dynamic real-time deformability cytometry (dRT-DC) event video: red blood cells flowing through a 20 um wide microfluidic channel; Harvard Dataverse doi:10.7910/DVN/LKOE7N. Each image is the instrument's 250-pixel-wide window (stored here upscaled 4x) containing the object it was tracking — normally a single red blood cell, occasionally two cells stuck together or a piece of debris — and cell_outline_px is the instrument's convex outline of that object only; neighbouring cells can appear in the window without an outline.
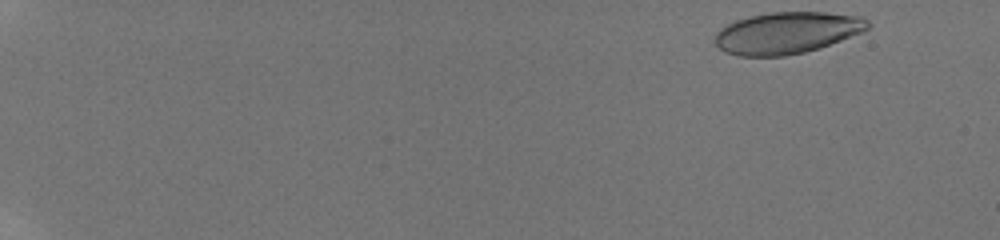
{"species": "human", "species_latin": "Homo sapiens", "temperature_condition": "room temperature", "stored_images_in_passage": 35, "camera_frame_rate_fps": 3000, "um_per_image_px": 0.085, "donor": {"sex": "male"}, "frame": {"image": 1, "passage_image": 1, "time_ms": 0.0, "image_size_px": [1000, 240], "cell_outline_px": [[872, 24], [864, 32], [820, 48], [804, 52], [784, 56], [740, 56], [724, 52], [716, 44], [716, 32], [720, 28], [736, 20], [752, 16], [772, 12], [824, 12], [860, 16], [868, 20]], "centroid_in_image_um": [66.93, 2.79], "position_along_channel_um": 18.1, "area_um2": 37.17}}
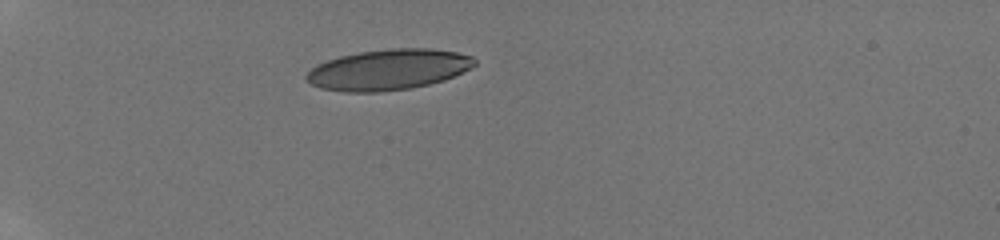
{"frame": {"image": 2, "passage_image": 29, "time_ms": 4.667, "image_size_px": [1000, 240], "cell_outline_px": [[476, 64], [472, 68], [444, 80], [428, 84], [408, 88], [380, 92], [344, 92], [320, 88], [304, 80], [304, 76], [312, 68], [328, 60], [340, 56], [360, 52], [392, 48], [432, 48], [456, 52], [472, 56], [476, 60]], "centroid_in_image_um": [33.02, 5.92], "position_along_channel_um": 52.0, "area_um2": 39.82}}